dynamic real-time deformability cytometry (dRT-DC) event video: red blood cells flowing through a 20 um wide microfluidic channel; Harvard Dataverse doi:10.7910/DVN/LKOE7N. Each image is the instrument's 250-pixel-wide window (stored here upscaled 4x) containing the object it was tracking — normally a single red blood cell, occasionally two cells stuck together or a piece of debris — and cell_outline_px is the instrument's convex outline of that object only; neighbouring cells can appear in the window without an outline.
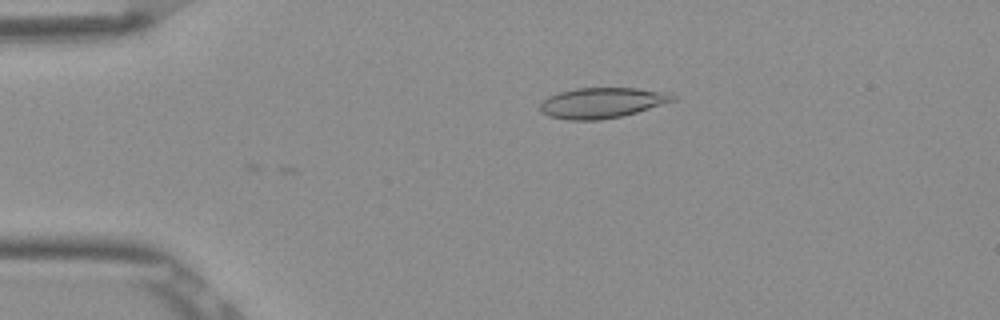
{"species": "Egyptian fruit bat (a non-hibernating species)", "species_latin": "Rousettus aegyptiacus", "temperature_condition": "room temperature", "stored_images_in_passage": 3, "camera_frame_rate_fps": 3000, "um_per_image_px": 0.085, "frame": {"image": 1, "passage_image": 3, "time_ms": 0.667, "image_size_px": [1000, 320], "cell_outline_px": [[676, 100], [636, 112], [620, 116], [600, 120], [568, 120], [548, 116], [540, 112], [540, 104], [548, 96], [560, 92], [576, 88], [636, 88], [668, 92], [676, 96]], "centroid_in_image_um": [51.15, 8.74], "position_along_channel_um": 33.8, "area_um2": 23.52}}